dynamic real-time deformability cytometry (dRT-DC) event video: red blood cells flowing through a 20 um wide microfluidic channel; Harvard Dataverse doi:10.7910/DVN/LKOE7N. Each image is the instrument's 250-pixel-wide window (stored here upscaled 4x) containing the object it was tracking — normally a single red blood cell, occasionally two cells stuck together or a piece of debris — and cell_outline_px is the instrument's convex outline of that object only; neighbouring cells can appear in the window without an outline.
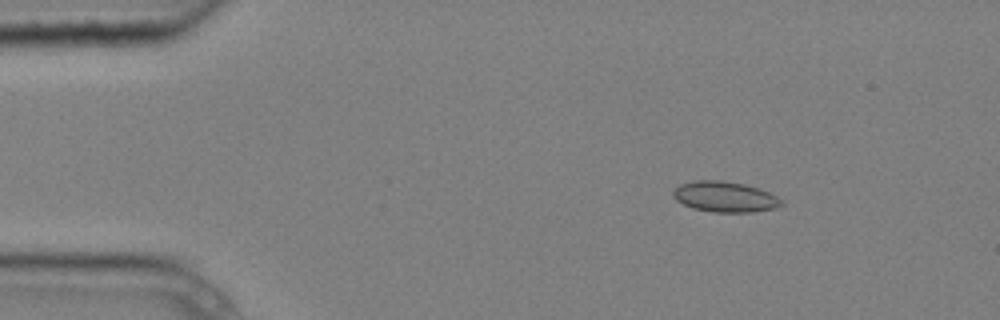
{"species": "common noctule bat (a hibernating species)", "species_latin": "Nyctalus noctula", "temperature_condition": "cold", "stored_images_in_passage": 5, "camera_frame_rate_fps": 3000, "um_per_image_px": 0.085, "animal": {"sex": "male", "body_mass_g": 20.4}, "frame": {"image": 1, "passage_image": 3, "time_ms": 0.667, "image_size_px": [1000, 320], "cell_outline_px": [[784, 204], [776, 208], [752, 212], [712, 212], [692, 208], [676, 200], [672, 196], [672, 192], [680, 184], [696, 180], [720, 180], [744, 184], [768, 192], [776, 196]], "centroid_in_image_um": [61.59, 16.73], "position_along_channel_um": 23.4, "area_um2": 19.19}}